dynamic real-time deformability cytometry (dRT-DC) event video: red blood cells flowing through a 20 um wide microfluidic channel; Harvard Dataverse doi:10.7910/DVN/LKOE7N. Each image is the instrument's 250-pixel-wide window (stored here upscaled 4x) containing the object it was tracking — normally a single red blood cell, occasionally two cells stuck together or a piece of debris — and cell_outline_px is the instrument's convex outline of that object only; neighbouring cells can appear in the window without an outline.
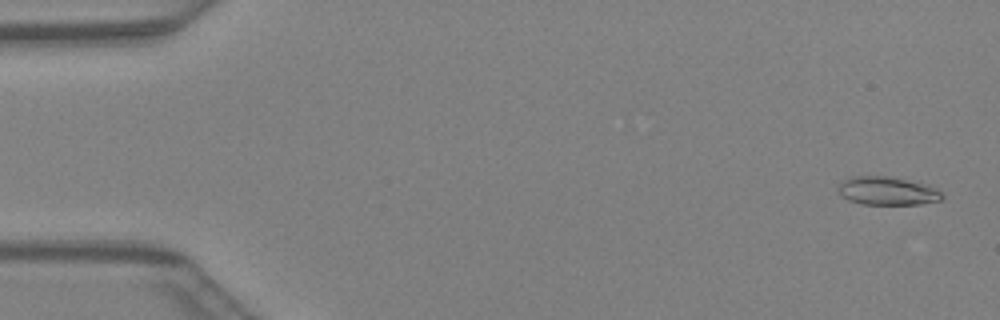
{"species": "Egyptian fruit bat (a non-hibernating species)", "species_latin": "Rousettus aegyptiacus", "temperature_condition": "warm", "stored_images_in_passage": 43, "camera_frame_rate_fps": 3000, "um_per_image_px": 0.085, "animal": {"sex": "female"}, "frame": {"image": 1, "passage_image": 2, "time_ms": 0.333, "image_size_px": [1000, 320], "cell_outline_px": [[944, 196], [940, 200], [920, 204], [864, 204], [848, 200], [840, 196], [836, 188], [848, 176], [888, 176], [920, 184], [932, 188], [940, 192]], "centroid_in_image_um": [75.31, 16.23], "position_along_channel_um": 9.7, "area_um2": 16.82}}
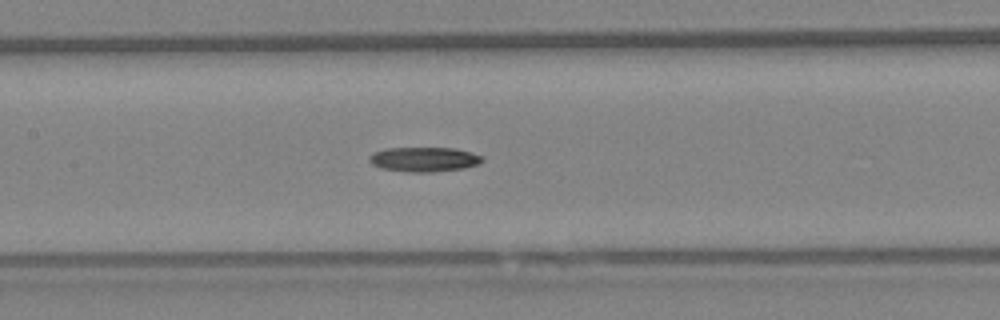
{"frame": {"image": 2, "passage_image": 21, "time_ms": 6.667, "image_size_px": [1000, 320], "cell_outline_px": [[484, 160], [480, 164], [464, 168], [432, 172], [408, 172], [380, 168], [372, 164], [368, 160], [368, 156], [372, 152], [388, 148], [452, 148], [472, 152], [484, 156]], "centroid_in_image_um": [36.05, 13.54], "position_along_channel_um": 171.3, "area_um2": 16.42}}
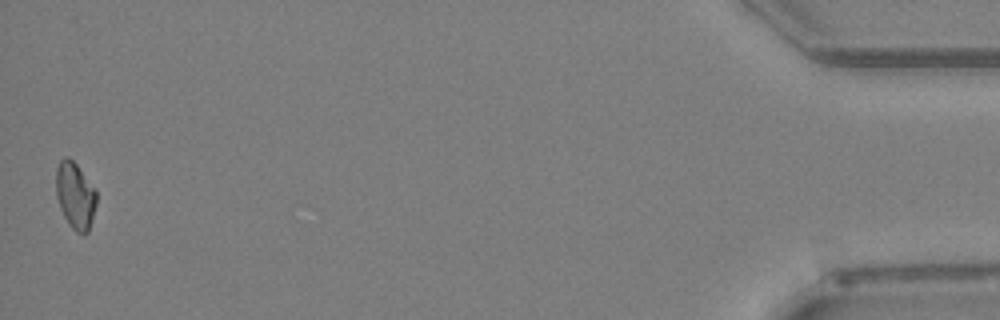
{"frame": {"image": 3, "passage_image": 43, "time_ms": 14.0, "image_size_px": [1000, 320], "cell_outline_px": [[96, 204], [88, 232], [84, 236], [76, 232], [68, 224], [60, 208], [56, 196], [56, 168], [60, 160], [64, 156], [68, 156], [76, 164], [96, 192]], "centroid_in_image_um": [6.37, 16.64], "position_along_channel_um": 428.8, "area_um2": 15.61}}